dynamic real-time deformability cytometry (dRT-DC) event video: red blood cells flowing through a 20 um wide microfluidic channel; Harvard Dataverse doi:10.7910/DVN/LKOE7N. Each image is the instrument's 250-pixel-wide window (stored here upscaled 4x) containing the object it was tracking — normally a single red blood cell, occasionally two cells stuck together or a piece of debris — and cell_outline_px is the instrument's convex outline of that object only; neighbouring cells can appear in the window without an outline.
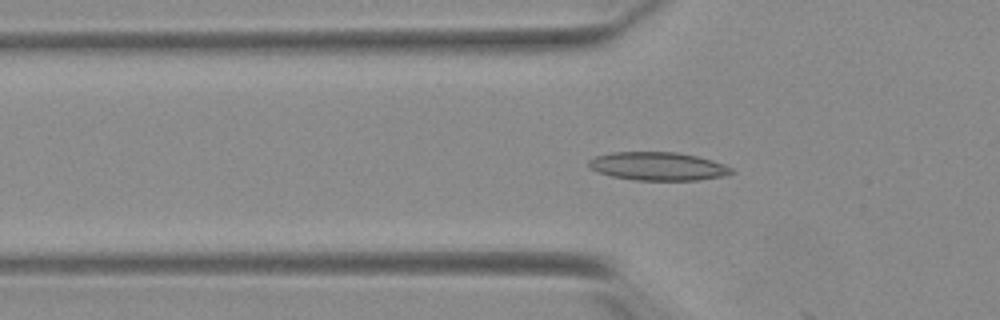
{"species": "Egyptian fruit bat (a non-hibernating species)", "species_latin": "Rousettus aegyptiacus", "temperature_condition": "warm", "stored_images_in_passage": 20, "camera_frame_rate_fps": 3000, "um_per_image_px": 0.085, "animal": {"sex": "female"}, "frame": {"image": 1, "passage_image": 19, "time_ms": 6.0, "image_size_px": [1000, 320], "cell_outline_px": [[736, 172], [724, 176], [696, 180], [636, 180], [612, 176], [596, 172], [588, 164], [588, 160], [596, 156], [612, 152], [676, 152], [696, 156], [712, 160], [724, 164], [732, 168]], "centroid_in_image_um": [55.94, 14.13], "position_along_channel_um": 69.9, "area_um2": 23.52}}